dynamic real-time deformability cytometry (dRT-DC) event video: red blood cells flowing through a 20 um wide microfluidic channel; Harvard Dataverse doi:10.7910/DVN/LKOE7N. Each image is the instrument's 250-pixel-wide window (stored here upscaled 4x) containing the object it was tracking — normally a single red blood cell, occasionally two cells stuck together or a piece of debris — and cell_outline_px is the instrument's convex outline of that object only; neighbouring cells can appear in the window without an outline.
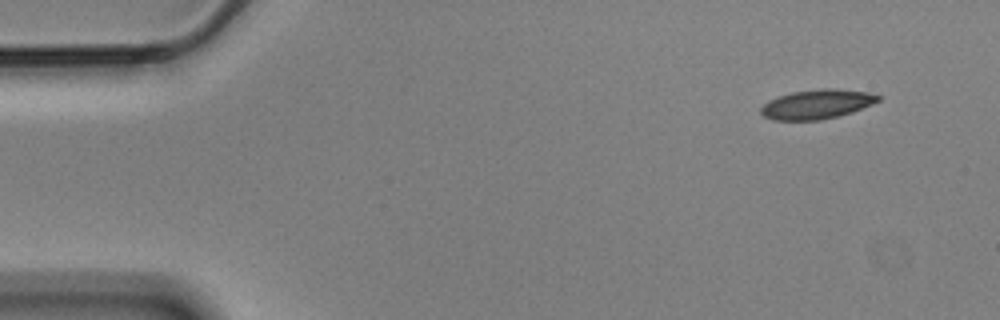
{"species": "Egyptian fruit bat (a non-hibernating species)", "species_latin": "Rousettus aegyptiacus", "temperature_condition": "cold", "stored_images_in_passage": 53, "camera_frame_rate_fps": 3000, "um_per_image_px": 0.085, "animal": {"sex": "male"}, "frame": {"image": 1, "passage_image": 1, "time_ms": 0.0, "image_size_px": [1000, 320], "cell_outline_px": [[880, 100], [872, 104], [852, 112], [820, 120], [772, 120], [764, 116], [760, 112], [760, 108], [768, 100], [792, 92], [824, 88], [836, 88], [868, 92], [880, 96]], "centroid_in_image_um": [69.43, 8.85], "position_along_channel_um": 15.6, "area_um2": 20.0}}
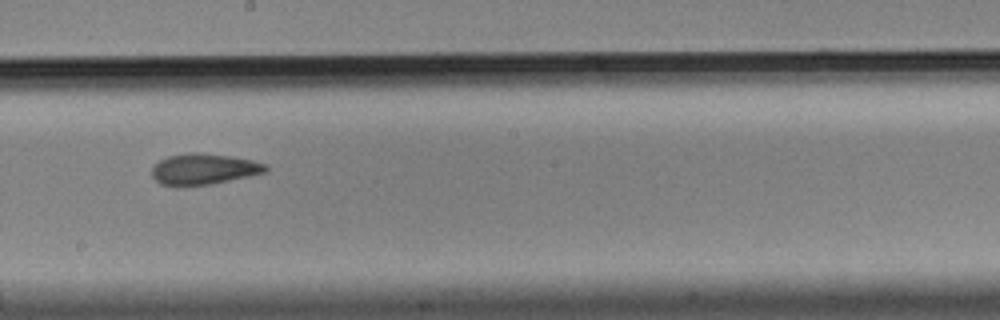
{"frame": {"image": 2, "passage_image": 28, "time_ms": 9.0, "image_size_px": [1000, 320], "cell_outline_px": [[268, 168], [264, 172], [248, 176], [212, 184], [180, 188], [176, 188], [160, 184], [152, 176], [152, 164], [168, 156], [188, 152], [196, 152], [228, 156], [252, 160], [268, 164]], "centroid_in_image_um": [17.24, 14.4], "position_along_channel_um": 231.0, "area_um2": 20.92}}
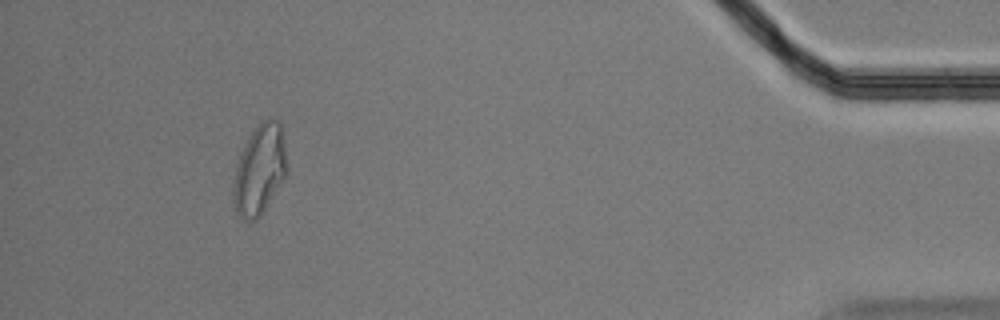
{"frame": {"image": 3, "passage_image": 49, "time_ms": 16.0, "image_size_px": [1000, 320], "cell_outline_px": [[288, 172], [260, 216], [256, 220], [244, 220], [236, 212], [232, 200], [232, 184], [236, 164], [240, 152], [244, 144], [260, 120], [268, 116], [280, 120], [288, 164]], "centroid_in_image_um": [22.06, 14.38], "position_along_channel_um": 413.1, "area_um2": 28.67}, "authors_computed_cell_mechanics": {"area_um2": 20.9814, "velocity_mm_per_s": 3.5026, "shape_relaxation_time_tau1_ms": null, "shape_relaxation_time_tau2_ms": 2.1533, "deformation_change_tau1": null, "deformation_change_tau2": 0.0729}}